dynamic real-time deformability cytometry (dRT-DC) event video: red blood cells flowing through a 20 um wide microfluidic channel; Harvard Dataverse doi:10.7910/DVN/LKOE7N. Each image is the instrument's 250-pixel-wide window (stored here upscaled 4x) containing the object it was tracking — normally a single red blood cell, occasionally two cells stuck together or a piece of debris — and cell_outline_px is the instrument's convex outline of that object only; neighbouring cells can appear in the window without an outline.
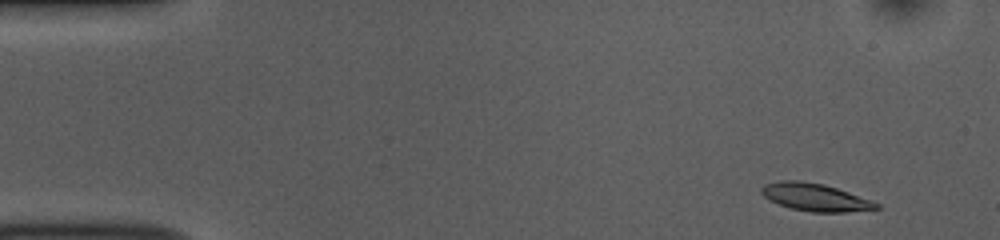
{"species": "common noctule bat (a hibernating species)", "species_latin": "Nyctalus noctula", "temperature_condition": "room temperature", "stored_images_in_passage": 50, "camera_frame_rate_fps": 3000, "um_per_image_px": 0.085, "animal": {"sex": "female", "body_mass_g": 10.0, "forearm_length_mm": 53.1}, "frame": {"image": 1, "passage_image": 2, "time_ms": 0.333, "image_size_px": [1000, 240], "cell_outline_px": [[880, 208], [844, 212], [812, 212], [792, 208], [780, 204], [764, 196], [760, 192], [760, 188], [764, 184], [780, 180], [800, 180], [824, 184], [848, 192], [880, 204]], "centroid_in_image_um": [69.26, 16.75], "position_along_channel_um": 15.7, "area_um2": 18.21}}
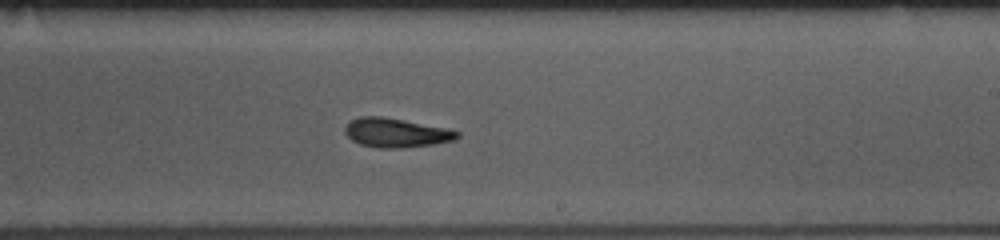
{"frame": {"image": 2, "passage_image": 29, "time_ms": 9.333, "image_size_px": [1000, 240], "cell_outline_px": [[460, 136], [456, 140], [432, 144], [404, 148], [376, 148], [360, 144], [352, 140], [344, 132], [344, 128], [348, 120], [360, 116], [380, 116], [404, 120], [448, 128], [460, 132]], "centroid_in_image_um": [33.65, 11.28], "position_along_channel_um": 255.3, "area_um2": 19.31}}
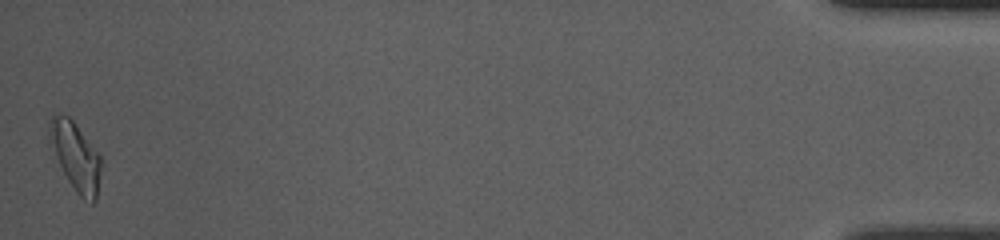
{"frame": {"image": 3, "passage_image": 50, "time_ms": 16.333, "image_size_px": [1000, 240], "cell_outline_px": [[100, 172], [96, 200], [92, 204], [84, 200], [76, 192], [68, 180], [48, 144], [48, 124], [52, 116], [56, 112], [68, 116], [72, 120], [100, 156]], "centroid_in_image_um": [6.37, 13.27], "position_along_channel_um": 428.8, "area_um2": 20.4}, "authors_computed_cell_mechanics": {"area_um2": 18.7272, "velocity_mm_per_s": 3.7824, "shape_relaxation_time_tau1_ms": 3.4022, "shape_relaxation_time_tau2_ms": 2.2189, "deformation_change_tau1": 0.1458, "deformation_change_tau2": 0.0995}}